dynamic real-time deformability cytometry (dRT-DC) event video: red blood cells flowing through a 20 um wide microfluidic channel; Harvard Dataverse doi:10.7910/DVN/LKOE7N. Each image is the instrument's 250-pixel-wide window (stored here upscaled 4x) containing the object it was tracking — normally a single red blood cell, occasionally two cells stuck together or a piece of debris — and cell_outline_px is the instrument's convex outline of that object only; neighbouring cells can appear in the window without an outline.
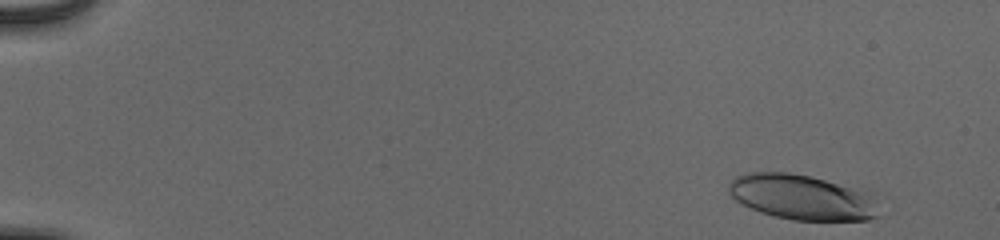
{"species": "human", "species_latin": "Homo sapiens", "temperature_condition": "cold", "stored_images_in_passage": 53, "camera_frame_rate_fps": 3000, "um_per_image_px": 0.085, "donor": {"sex": "male"}, "frame": {"image": 1, "passage_image": 3, "time_ms": 0.667, "image_size_px": [1000, 240], "cell_outline_px": [[880, 216], [868, 220], [792, 220], [760, 212], [736, 200], [728, 192], [728, 184], [736, 176], [748, 172], [788, 172], [808, 176], [824, 180], [864, 192]], "centroid_in_image_um": [68.04, 16.77], "position_along_channel_um": 17.0, "area_um2": 38.44}}
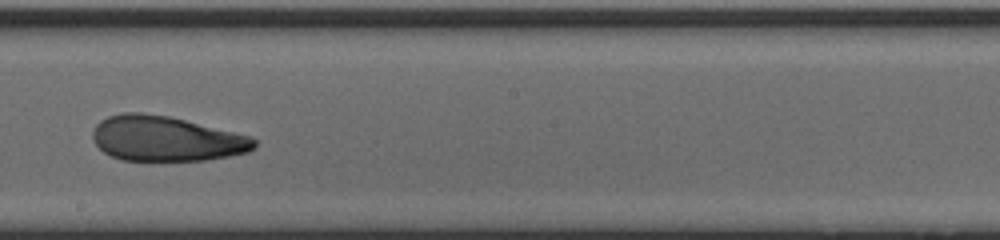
{"frame": {"image": 2, "passage_image": 32, "time_ms": 10.333, "image_size_px": [1000, 240], "cell_outline_px": [[256, 148], [248, 152], [228, 156], [204, 160], [120, 160], [104, 152], [96, 144], [92, 136], [92, 132], [96, 124], [100, 120], [108, 116], [124, 112], [140, 112], [168, 116], [252, 136], [256, 140]], "centroid_in_image_um": [14.11, 11.78], "position_along_channel_um": 234.1, "area_um2": 42.37}}
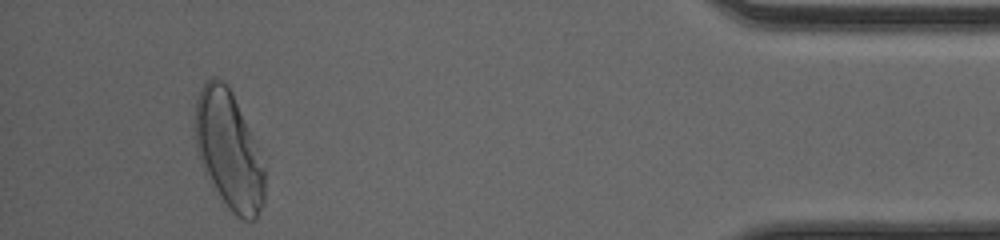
{"frame": {"image": 3, "passage_image": 50, "time_ms": 16.333, "image_size_px": [1000, 240], "cell_outline_px": [[264, 200], [256, 220], [244, 220], [236, 216], [228, 208], [204, 172], [196, 148], [196, 100], [204, 80], [212, 76], [216, 76], [232, 92], [252, 136], [264, 168]], "centroid_in_image_um": [19.44, 12.78], "position_along_channel_um": 415.8, "area_um2": 46.99}, "authors_computed_cell_mechanics": {"area_um2": 42.3096, "velocity_mm_per_s": 3.9043, "shape_relaxation_time_tau1_ms": 8.9984, "shape_relaxation_time_tau2_ms": 1.6298, "deformation_change_tau1": 0.2496, "deformation_change_tau2": 0.0914}}